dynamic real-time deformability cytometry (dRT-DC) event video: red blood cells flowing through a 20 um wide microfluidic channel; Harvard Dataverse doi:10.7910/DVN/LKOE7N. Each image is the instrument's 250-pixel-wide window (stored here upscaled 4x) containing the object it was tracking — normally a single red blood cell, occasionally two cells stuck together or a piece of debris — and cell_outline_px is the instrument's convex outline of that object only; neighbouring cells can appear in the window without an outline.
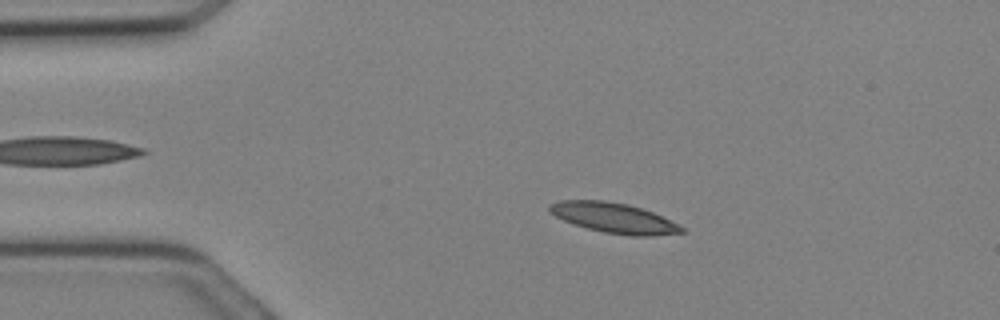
{"species": "Egyptian fruit bat (a non-hibernating species)", "species_latin": "Rousettus aegyptiacus", "temperature_condition": "cold", "stored_images_in_passage": 9, "camera_frame_rate_fps": 3000, "um_per_image_px": 0.085, "animal": {"sex": "female"}, "frame": {"image": 1, "passage_image": 6, "time_ms": 1.667, "image_size_px": [1000, 320], "cell_outline_px": [[680, 232], [612, 232], [592, 228], [568, 220], [552, 212], [552, 208], [556, 204], [576, 200], [592, 200], [620, 204], [636, 208], [660, 216], [668, 220], [680, 228]], "centroid_in_image_um": [52.1, 18.46], "position_along_channel_um": 32.9, "area_um2": 19.31}}